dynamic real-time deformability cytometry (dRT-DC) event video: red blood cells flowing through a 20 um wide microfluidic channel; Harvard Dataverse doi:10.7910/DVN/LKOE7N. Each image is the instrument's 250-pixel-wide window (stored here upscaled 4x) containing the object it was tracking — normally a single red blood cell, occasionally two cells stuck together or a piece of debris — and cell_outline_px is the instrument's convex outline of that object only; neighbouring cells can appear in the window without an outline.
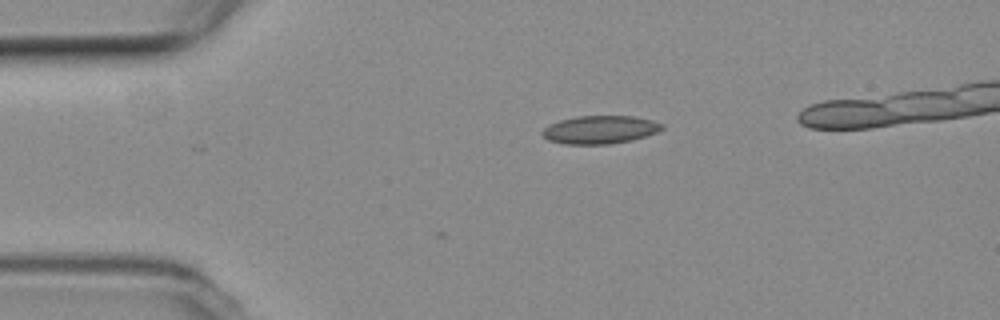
{"species": "common noctule bat (a hibernating species)", "species_latin": "Nyctalus noctula", "temperature_condition": "room temperature", "stored_images_in_passage": 2, "camera_frame_rate_fps": 3000, "um_per_image_px": 0.085, "animal": {"sex": "female", "body_mass_g": 19.3, "forearm_length_mm": 54.1}, "frame": {"image": 1, "passage_image": 1, "time_ms": 0.0, "image_size_px": [1000, 320], "cell_outline_px": [[664, 128], [656, 132], [632, 140], [608, 144], [564, 144], [548, 140], [540, 132], [548, 124], [560, 120], [576, 116], [632, 116], [652, 120], [664, 124]], "centroid_in_image_um": [50.97, 11.02], "position_along_channel_um": 34.0, "area_um2": 19.59}}